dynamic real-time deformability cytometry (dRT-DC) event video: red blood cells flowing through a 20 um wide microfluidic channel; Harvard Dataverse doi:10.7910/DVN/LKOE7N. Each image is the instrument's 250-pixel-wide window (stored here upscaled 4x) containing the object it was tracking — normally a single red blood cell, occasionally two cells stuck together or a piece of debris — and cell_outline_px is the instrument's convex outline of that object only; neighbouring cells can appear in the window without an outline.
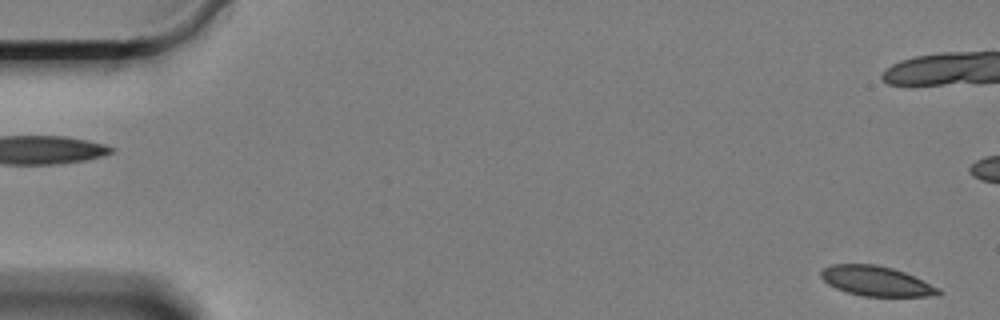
{"species": "Egyptian fruit bat (a non-hibernating species)", "species_latin": "Rousettus aegyptiacus", "temperature_condition": "cold", "stored_images_in_passage": 13, "camera_frame_rate_fps": 3000, "um_per_image_px": 0.085, "animal": {"sex": "female"}, "frame": {"image": 1, "passage_image": 2, "time_ms": 0.333, "image_size_px": [1000, 320], "cell_outline_px": [[944, 292], [940, 296], [864, 296], [848, 292], [836, 288], [828, 284], [820, 276], [820, 272], [824, 268], [832, 264], [876, 264], [892, 268], [904, 272], [940, 288]], "centroid_in_image_um": [74.51, 23.89], "position_along_channel_um": 10.5, "area_um2": 20.4}}